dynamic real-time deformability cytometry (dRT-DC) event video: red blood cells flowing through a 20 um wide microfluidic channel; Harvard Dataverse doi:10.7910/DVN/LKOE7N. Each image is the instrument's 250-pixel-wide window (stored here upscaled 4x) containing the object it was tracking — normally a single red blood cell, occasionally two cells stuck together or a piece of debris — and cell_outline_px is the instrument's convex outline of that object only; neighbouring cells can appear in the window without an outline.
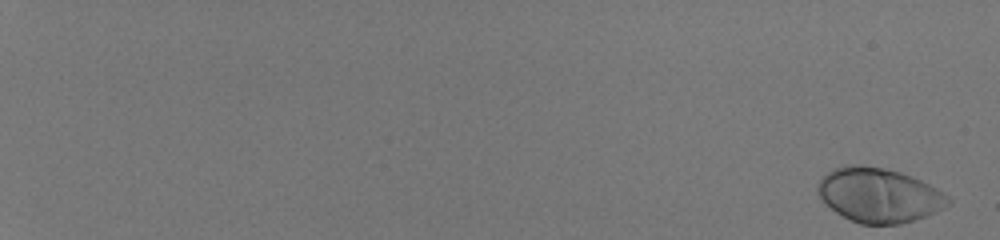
{"species": "human", "species_latin": "Homo sapiens", "temperature_condition": "room temperature", "stored_images_in_passage": 55, "camera_frame_rate_fps": 3000, "um_per_image_px": 0.085, "donor": {"sex": "male"}, "frame": {"image": 1, "passage_image": 1, "time_ms": 0.0, "image_size_px": [1000, 240], "cell_outline_px": [[952, 200], [944, 208], [936, 212], [900, 224], [860, 224], [836, 212], [816, 192], [816, 184], [832, 168], [848, 164], [860, 164], [884, 168], [900, 172], [920, 180], [936, 188], [948, 196]], "centroid_in_image_um": [74.7, 16.57], "position_along_channel_um": 10.3, "area_um2": 41.1}}
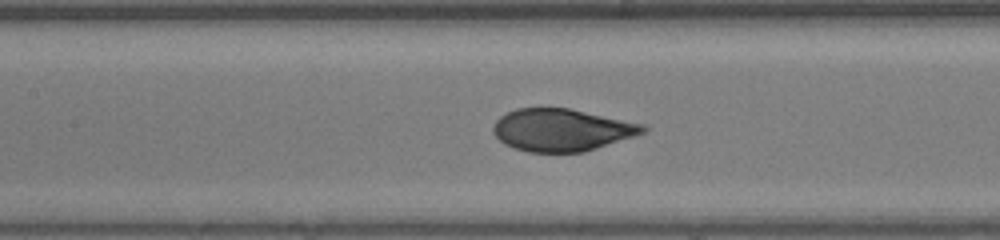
{"frame": {"image": 2, "passage_image": 32, "time_ms": 10.333, "image_size_px": [1000, 240], "cell_outline_px": [[648, 128], [644, 132], [636, 136], [584, 152], [528, 152], [504, 144], [492, 132], [492, 128], [496, 120], [500, 116], [516, 108], [568, 108], [648, 124]], "centroid_in_image_um": [47.79, 11.04], "position_along_channel_um": 159.6, "area_um2": 37.17}}
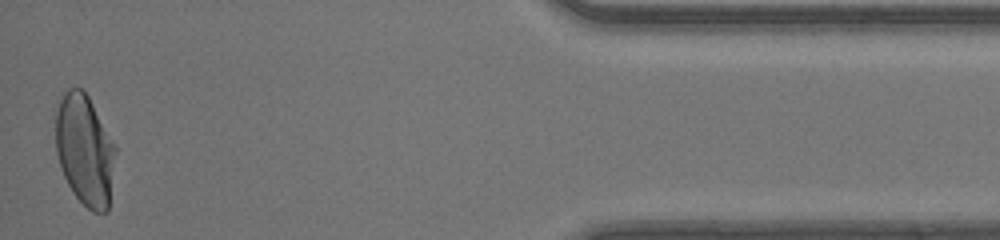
{"frame": {"image": 3, "passage_image": 55, "time_ms": 18.0, "image_size_px": [1000, 240], "cell_outline_px": [[116, 152], [108, 212], [92, 212], [72, 192], [64, 176], [56, 152], [56, 112], [60, 100], [64, 92], [68, 88], [84, 88], [116, 144]], "centroid_in_image_um": [7.23, 12.73], "position_along_channel_um": 428.0, "area_um2": 38.9}, "authors_computed_cell_mechanics": {"area_um2": 38.0902, "velocity_mm_per_s": 4.1519, "shape_relaxation_time_tau1_ms": 3.0226, "shape_relaxation_time_tau2_ms": null, "deformation_change_tau1": 0.1872, "deformation_change_tau2": null}}